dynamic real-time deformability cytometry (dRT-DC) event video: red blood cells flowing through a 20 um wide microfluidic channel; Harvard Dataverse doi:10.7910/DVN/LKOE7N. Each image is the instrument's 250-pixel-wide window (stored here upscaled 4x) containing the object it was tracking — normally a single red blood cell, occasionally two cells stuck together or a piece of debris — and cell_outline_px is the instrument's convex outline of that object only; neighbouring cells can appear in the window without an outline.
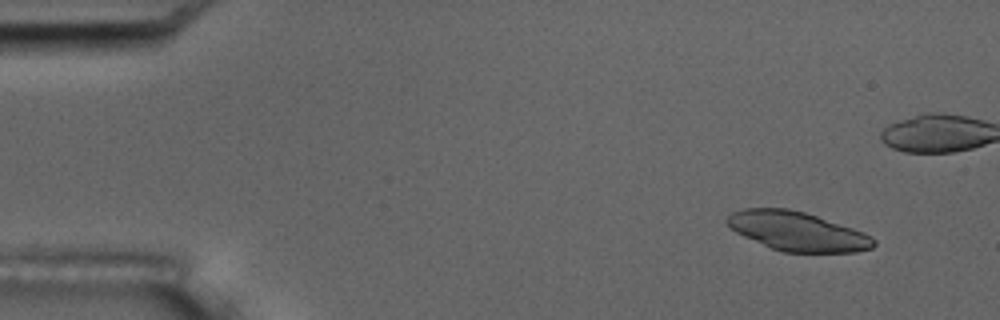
{"species": "common noctule bat (a hibernating species)", "species_latin": "Nyctalus noctula", "temperature_condition": "room temperature", "stored_images_in_passage": 6, "camera_frame_rate_fps": 3000, "um_per_image_px": 0.085, "animal": {"sex": "male", "body_mass_g": 17.5, "forearm_length_mm": 52.3}, "frame": {"image": 1, "passage_image": 2, "time_ms": 1.0, "image_size_px": [1000, 320], "cell_outline_px": [[876, 244], [872, 248], [856, 252], [784, 252], [772, 248], [744, 236], [736, 232], [724, 220], [732, 212], [744, 208], [788, 208], [804, 212], [864, 232], [872, 236], [876, 240]], "centroid_in_image_um": [67.79, 19.66], "position_along_channel_um": 17.2, "area_um2": 33.12}}